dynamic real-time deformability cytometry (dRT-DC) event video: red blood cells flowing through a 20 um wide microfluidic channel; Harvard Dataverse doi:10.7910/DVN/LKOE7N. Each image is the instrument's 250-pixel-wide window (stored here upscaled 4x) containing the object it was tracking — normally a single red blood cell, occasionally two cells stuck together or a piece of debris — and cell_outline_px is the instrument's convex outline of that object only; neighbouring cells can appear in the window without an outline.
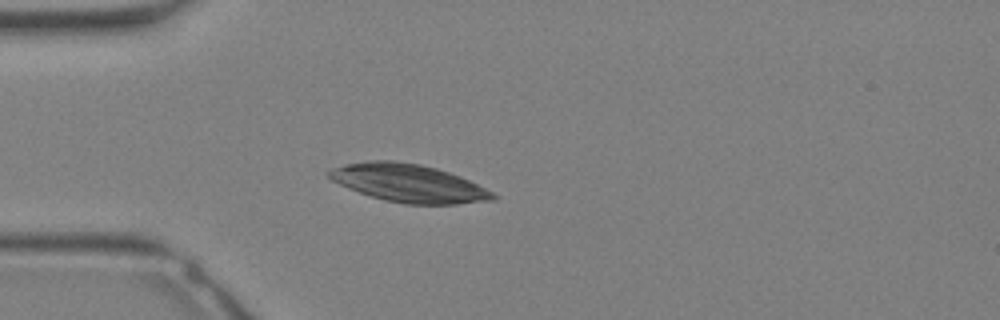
{"species": "Egyptian fruit bat (a non-hibernating species)", "species_latin": "Rousettus aegyptiacus", "temperature_condition": "warm", "stored_images_in_passage": 4, "camera_frame_rate_fps": 3000, "um_per_image_px": 0.085, "animal": {"sex": "female"}, "frame": {"image": 1, "passage_image": 1, "time_ms": 0.0, "image_size_px": [1000, 320], "cell_outline_px": [[496, 200], [456, 204], [404, 204], [384, 200], [348, 188], [332, 180], [328, 176], [328, 172], [332, 168], [344, 164], [368, 160], [396, 160], [420, 164], [436, 168], [460, 176], [492, 192], [496, 196]], "centroid_in_image_um": [34.72, 15.56], "position_along_channel_um": 50.3, "area_um2": 36.07}}
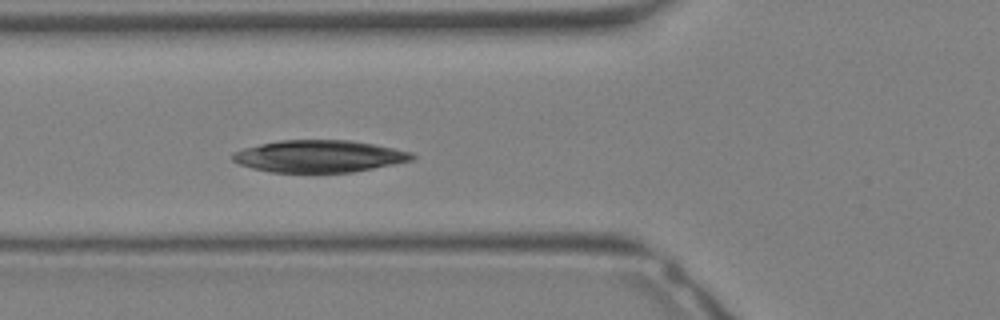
{"frame": {"image": 2, "passage_image": 4, "time_ms": 1.0, "image_size_px": [1000, 320], "cell_outline_px": [[416, 156], [412, 160], [352, 172], [272, 172], [252, 168], [240, 164], [232, 160], [232, 152], [244, 148], [260, 144], [280, 140], [348, 140], [372, 144], [412, 152]], "centroid_in_image_um": [27.09, 13.28], "position_along_channel_um": 98.7, "area_um2": 33.23}}